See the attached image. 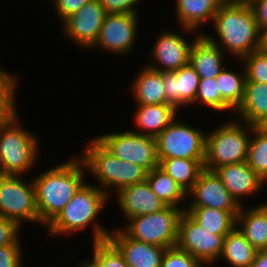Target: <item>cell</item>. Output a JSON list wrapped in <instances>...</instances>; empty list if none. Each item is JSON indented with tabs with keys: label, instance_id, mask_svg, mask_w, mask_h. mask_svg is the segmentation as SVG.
<instances>
[{
	"label": "cell",
	"instance_id": "cell-1",
	"mask_svg": "<svg viewBox=\"0 0 267 267\" xmlns=\"http://www.w3.org/2000/svg\"><path fill=\"white\" fill-rule=\"evenodd\" d=\"M85 165L80 158H72L33 180L40 224L47 226L85 183Z\"/></svg>",
	"mask_w": 267,
	"mask_h": 267
},
{
	"label": "cell",
	"instance_id": "cell-2",
	"mask_svg": "<svg viewBox=\"0 0 267 267\" xmlns=\"http://www.w3.org/2000/svg\"><path fill=\"white\" fill-rule=\"evenodd\" d=\"M215 33L204 36L221 49H228L241 61L260 46V33L254 11L249 3H222L212 21Z\"/></svg>",
	"mask_w": 267,
	"mask_h": 267
},
{
	"label": "cell",
	"instance_id": "cell-3",
	"mask_svg": "<svg viewBox=\"0 0 267 267\" xmlns=\"http://www.w3.org/2000/svg\"><path fill=\"white\" fill-rule=\"evenodd\" d=\"M109 196L96 185L84 183L59 214L47 225L50 235L73 234L93 224V242L108 239L111 231L97 220Z\"/></svg>",
	"mask_w": 267,
	"mask_h": 267
},
{
	"label": "cell",
	"instance_id": "cell-4",
	"mask_svg": "<svg viewBox=\"0 0 267 267\" xmlns=\"http://www.w3.org/2000/svg\"><path fill=\"white\" fill-rule=\"evenodd\" d=\"M89 142L80 159L83 161L85 169L91 171L90 175L93 173L92 175L96 176L100 184L97 187L109 197L111 190L114 191L115 188L117 193L123 187L146 180L148 172L144 168L118 159L96 138Z\"/></svg>",
	"mask_w": 267,
	"mask_h": 267
},
{
	"label": "cell",
	"instance_id": "cell-5",
	"mask_svg": "<svg viewBox=\"0 0 267 267\" xmlns=\"http://www.w3.org/2000/svg\"><path fill=\"white\" fill-rule=\"evenodd\" d=\"M212 131L206 134L204 169L215 171L246 161L253 125L240 120L226 121Z\"/></svg>",
	"mask_w": 267,
	"mask_h": 267
},
{
	"label": "cell",
	"instance_id": "cell-6",
	"mask_svg": "<svg viewBox=\"0 0 267 267\" xmlns=\"http://www.w3.org/2000/svg\"><path fill=\"white\" fill-rule=\"evenodd\" d=\"M18 116L0 126V174L21 175L37 164L38 139L24 130Z\"/></svg>",
	"mask_w": 267,
	"mask_h": 267
},
{
	"label": "cell",
	"instance_id": "cell-7",
	"mask_svg": "<svg viewBox=\"0 0 267 267\" xmlns=\"http://www.w3.org/2000/svg\"><path fill=\"white\" fill-rule=\"evenodd\" d=\"M184 211L167 205L160 211L130 218L122 230L137 241L171 248L177 244L178 223Z\"/></svg>",
	"mask_w": 267,
	"mask_h": 267
},
{
	"label": "cell",
	"instance_id": "cell-8",
	"mask_svg": "<svg viewBox=\"0 0 267 267\" xmlns=\"http://www.w3.org/2000/svg\"><path fill=\"white\" fill-rule=\"evenodd\" d=\"M96 139L115 157L150 172L159 166L157 141L136 131L102 134Z\"/></svg>",
	"mask_w": 267,
	"mask_h": 267
},
{
	"label": "cell",
	"instance_id": "cell-9",
	"mask_svg": "<svg viewBox=\"0 0 267 267\" xmlns=\"http://www.w3.org/2000/svg\"><path fill=\"white\" fill-rule=\"evenodd\" d=\"M0 217L19 226L22 220L40 224L33 180L28 184L21 175L0 174Z\"/></svg>",
	"mask_w": 267,
	"mask_h": 267
},
{
	"label": "cell",
	"instance_id": "cell-10",
	"mask_svg": "<svg viewBox=\"0 0 267 267\" xmlns=\"http://www.w3.org/2000/svg\"><path fill=\"white\" fill-rule=\"evenodd\" d=\"M158 159L205 160L206 132L176 118L156 138Z\"/></svg>",
	"mask_w": 267,
	"mask_h": 267
},
{
	"label": "cell",
	"instance_id": "cell-11",
	"mask_svg": "<svg viewBox=\"0 0 267 267\" xmlns=\"http://www.w3.org/2000/svg\"><path fill=\"white\" fill-rule=\"evenodd\" d=\"M226 235L210 233L184 211L178 223L176 246L187 251L203 265L209 263L211 265L221 257Z\"/></svg>",
	"mask_w": 267,
	"mask_h": 267
},
{
	"label": "cell",
	"instance_id": "cell-12",
	"mask_svg": "<svg viewBox=\"0 0 267 267\" xmlns=\"http://www.w3.org/2000/svg\"><path fill=\"white\" fill-rule=\"evenodd\" d=\"M138 14H106L99 37L92 47H99L113 54L127 55L137 39Z\"/></svg>",
	"mask_w": 267,
	"mask_h": 267
},
{
	"label": "cell",
	"instance_id": "cell-13",
	"mask_svg": "<svg viewBox=\"0 0 267 267\" xmlns=\"http://www.w3.org/2000/svg\"><path fill=\"white\" fill-rule=\"evenodd\" d=\"M106 14L99 0H90L62 22L64 34L80 47L91 49L99 37Z\"/></svg>",
	"mask_w": 267,
	"mask_h": 267
},
{
	"label": "cell",
	"instance_id": "cell-14",
	"mask_svg": "<svg viewBox=\"0 0 267 267\" xmlns=\"http://www.w3.org/2000/svg\"><path fill=\"white\" fill-rule=\"evenodd\" d=\"M187 196L193 198L188 207H210L222 211H240L241 208L216 172L207 169L200 172Z\"/></svg>",
	"mask_w": 267,
	"mask_h": 267
},
{
	"label": "cell",
	"instance_id": "cell-15",
	"mask_svg": "<svg viewBox=\"0 0 267 267\" xmlns=\"http://www.w3.org/2000/svg\"><path fill=\"white\" fill-rule=\"evenodd\" d=\"M158 35L154 45V49L151 51V58H153L154 65L148 67L161 71H177L181 67L189 63V53L192 46V42H188L185 37L178 32L162 31ZM159 64V65H158Z\"/></svg>",
	"mask_w": 267,
	"mask_h": 267
},
{
	"label": "cell",
	"instance_id": "cell-16",
	"mask_svg": "<svg viewBox=\"0 0 267 267\" xmlns=\"http://www.w3.org/2000/svg\"><path fill=\"white\" fill-rule=\"evenodd\" d=\"M108 240L119 250L129 267H160L166 248L129 237L120 227Z\"/></svg>",
	"mask_w": 267,
	"mask_h": 267
},
{
	"label": "cell",
	"instance_id": "cell-17",
	"mask_svg": "<svg viewBox=\"0 0 267 267\" xmlns=\"http://www.w3.org/2000/svg\"><path fill=\"white\" fill-rule=\"evenodd\" d=\"M162 79L166 104L177 111L180 106L195 104L200 77L189 63L177 71L162 72Z\"/></svg>",
	"mask_w": 267,
	"mask_h": 267
},
{
	"label": "cell",
	"instance_id": "cell-18",
	"mask_svg": "<svg viewBox=\"0 0 267 267\" xmlns=\"http://www.w3.org/2000/svg\"><path fill=\"white\" fill-rule=\"evenodd\" d=\"M115 194H117L118 205L127 220L160 211L167 206L152 191L147 180L123 187Z\"/></svg>",
	"mask_w": 267,
	"mask_h": 267
},
{
	"label": "cell",
	"instance_id": "cell-19",
	"mask_svg": "<svg viewBox=\"0 0 267 267\" xmlns=\"http://www.w3.org/2000/svg\"><path fill=\"white\" fill-rule=\"evenodd\" d=\"M215 172L240 206L243 205L242 197L253 195L264 188L265 182L249 167L246 161L218 167Z\"/></svg>",
	"mask_w": 267,
	"mask_h": 267
},
{
	"label": "cell",
	"instance_id": "cell-20",
	"mask_svg": "<svg viewBox=\"0 0 267 267\" xmlns=\"http://www.w3.org/2000/svg\"><path fill=\"white\" fill-rule=\"evenodd\" d=\"M222 52L221 48L208 40L203 33H198L190 49L189 64L200 79H216L224 69Z\"/></svg>",
	"mask_w": 267,
	"mask_h": 267
},
{
	"label": "cell",
	"instance_id": "cell-21",
	"mask_svg": "<svg viewBox=\"0 0 267 267\" xmlns=\"http://www.w3.org/2000/svg\"><path fill=\"white\" fill-rule=\"evenodd\" d=\"M236 227L257 251L267 249V202L251 209L241 206Z\"/></svg>",
	"mask_w": 267,
	"mask_h": 267
},
{
	"label": "cell",
	"instance_id": "cell-22",
	"mask_svg": "<svg viewBox=\"0 0 267 267\" xmlns=\"http://www.w3.org/2000/svg\"><path fill=\"white\" fill-rule=\"evenodd\" d=\"M135 124L141 135L157 138L175 119L177 110L169 104L137 105Z\"/></svg>",
	"mask_w": 267,
	"mask_h": 267
},
{
	"label": "cell",
	"instance_id": "cell-23",
	"mask_svg": "<svg viewBox=\"0 0 267 267\" xmlns=\"http://www.w3.org/2000/svg\"><path fill=\"white\" fill-rule=\"evenodd\" d=\"M222 3L221 0H177L176 13L183 31L195 32L202 24L213 21Z\"/></svg>",
	"mask_w": 267,
	"mask_h": 267
},
{
	"label": "cell",
	"instance_id": "cell-24",
	"mask_svg": "<svg viewBox=\"0 0 267 267\" xmlns=\"http://www.w3.org/2000/svg\"><path fill=\"white\" fill-rule=\"evenodd\" d=\"M134 79L132 93L134 92L133 95L137 105L166 104L161 71L146 66Z\"/></svg>",
	"mask_w": 267,
	"mask_h": 267
},
{
	"label": "cell",
	"instance_id": "cell-25",
	"mask_svg": "<svg viewBox=\"0 0 267 267\" xmlns=\"http://www.w3.org/2000/svg\"><path fill=\"white\" fill-rule=\"evenodd\" d=\"M187 208V209H186ZM185 212L213 234H228L236 227L239 211H222L210 207H185Z\"/></svg>",
	"mask_w": 267,
	"mask_h": 267
},
{
	"label": "cell",
	"instance_id": "cell-26",
	"mask_svg": "<svg viewBox=\"0 0 267 267\" xmlns=\"http://www.w3.org/2000/svg\"><path fill=\"white\" fill-rule=\"evenodd\" d=\"M235 113L240 121L250 125L267 113V84L245 82L244 97Z\"/></svg>",
	"mask_w": 267,
	"mask_h": 267
},
{
	"label": "cell",
	"instance_id": "cell-27",
	"mask_svg": "<svg viewBox=\"0 0 267 267\" xmlns=\"http://www.w3.org/2000/svg\"><path fill=\"white\" fill-rule=\"evenodd\" d=\"M257 250L235 227L224 237L222 259L233 267H249L254 261Z\"/></svg>",
	"mask_w": 267,
	"mask_h": 267
},
{
	"label": "cell",
	"instance_id": "cell-28",
	"mask_svg": "<svg viewBox=\"0 0 267 267\" xmlns=\"http://www.w3.org/2000/svg\"><path fill=\"white\" fill-rule=\"evenodd\" d=\"M159 167L165 171L186 193L197 181L200 172L204 169V160L182 158L158 159Z\"/></svg>",
	"mask_w": 267,
	"mask_h": 267
},
{
	"label": "cell",
	"instance_id": "cell-29",
	"mask_svg": "<svg viewBox=\"0 0 267 267\" xmlns=\"http://www.w3.org/2000/svg\"><path fill=\"white\" fill-rule=\"evenodd\" d=\"M223 69L216 78L222 97V111H236L242 103L245 90L246 73ZM239 74V75H238Z\"/></svg>",
	"mask_w": 267,
	"mask_h": 267
},
{
	"label": "cell",
	"instance_id": "cell-30",
	"mask_svg": "<svg viewBox=\"0 0 267 267\" xmlns=\"http://www.w3.org/2000/svg\"><path fill=\"white\" fill-rule=\"evenodd\" d=\"M147 183L152 191L167 205L181 208L187 193L159 166L147 173Z\"/></svg>",
	"mask_w": 267,
	"mask_h": 267
},
{
	"label": "cell",
	"instance_id": "cell-31",
	"mask_svg": "<svg viewBox=\"0 0 267 267\" xmlns=\"http://www.w3.org/2000/svg\"><path fill=\"white\" fill-rule=\"evenodd\" d=\"M0 67V126L10 123L17 117L15 93L17 80L15 75ZM16 89V90H15Z\"/></svg>",
	"mask_w": 267,
	"mask_h": 267
},
{
	"label": "cell",
	"instance_id": "cell-32",
	"mask_svg": "<svg viewBox=\"0 0 267 267\" xmlns=\"http://www.w3.org/2000/svg\"><path fill=\"white\" fill-rule=\"evenodd\" d=\"M246 162L249 167L267 182V134L254 129L252 131Z\"/></svg>",
	"mask_w": 267,
	"mask_h": 267
},
{
	"label": "cell",
	"instance_id": "cell-33",
	"mask_svg": "<svg viewBox=\"0 0 267 267\" xmlns=\"http://www.w3.org/2000/svg\"><path fill=\"white\" fill-rule=\"evenodd\" d=\"M92 244L94 253L89 261L95 267H129L122 254L108 239Z\"/></svg>",
	"mask_w": 267,
	"mask_h": 267
},
{
	"label": "cell",
	"instance_id": "cell-34",
	"mask_svg": "<svg viewBox=\"0 0 267 267\" xmlns=\"http://www.w3.org/2000/svg\"><path fill=\"white\" fill-rule=\"evenodd\" d=\"M241 60L245 61L246 82L267 84V52L258 49Z\"/></svg>",
	"mask_w": 267,
	"mask_h": 267
},
{
	"label": "cell",
	"instance_id": "cell-35",
	"mask_svg": "<svg viewBox=\"0 0 267 267\" xmlns=\"http://www.w3.org/2000/svg\"><path fill=\"white\" fill-rule=\"evenodd\" d=\"M195 102H200L205 107L216 111H222V97L218 90L216 79H200Z\"/></svg>",
	"mask_w": 267,
	"mask_h": 267
},
{
	"label": "cell",
	"instance_id": "cell-36",
	"mask_svg": "<svg viewBox=\"0 0 267 267\" xmlns=\"http://www.w3.org/2000/svg\"><path fill=\"white\" fill-rule=\"evenodd\" d=\"M203 264L187 251L177 246L166 248L160 267H203Z\"/></svg>",
	"mask_w": 267,
	"mask_h": 267
},
{
	"label": "cell",
	"instance_id": "cell-37",
	"mask_svg": "<svg viewBox=\"0 0 267 267\" xmlns=\"http://www.w3.org/2000/svg\"><path fill=\"white\" fill-rule=\"evenodd\" d=\"M20 239L14 243L0 247V267H21L22 249Z\"/></svg>",
	"mask_w": 267,
	"mask_h": 267
},
{
	"label": "cell",
	"instance_id": "cell-38",
	"mask_svg": "<svg viewBox=\"0 0 267 267\" xmlns=\"http://www.w3.org/2000/svg\"><path fill=\"white\" fill-rule=\"evenodd\" d=\"M20 227L21 226L12 220L0 217V247L14 244L21 239L19 238L20 234H18Z\"/></svg>",
	"mask_w": 267,
	"mask_h": 267
},
{
	"label": "cell",
	"instance_id": "cell-39",
	"mask_svg": "<svg viewBox=\"0 0 267 267\" xmlns=\"http://www.w3.org/2000/svg\"><path fill=\"white\" fill-rule=\"evenodd\" d=\"M141 0H99L107 14L128 13L137 14L136 5Z\"/></svg>",
	"mask_w": 267,
	"mask_h": 267
},
{
	"label": "cell",
	"instance_id": "cell-40",
	"mask_svg": "<svg viewBox=\"0 0 267 267\" xmlns=\"http://www.w3.org/2000/svg\"><path fill=\"white\" fill-rule=\"evenodd\" d=\"M55 3L57 15L60 17L62 22L70 15L79 11L86 3L90 0H51Z\"/></svg>",
	"mask_w": 267,
	"mask_h": 267
},
{
	"label": "cell",
	"instance_id": "cell-41",
	"mask_svg": "<svg viewBox=\"0 0 267 267\" xmlns=\"http://www.w3.org/2000/svg\"><path fill=\"white\" fill-rule=\"evenodd\" d=\"M249 4L254 11L258 28L261 31L267 27V0H250Z\"/></svg>",
	"mask_w": 267,
	"mask_h": 267
},
{
	"label": "cell",
	"instance_id": "cell-42",
	"mask_svg": "<svg viewBox=\"0 0 267 267\" xmlns=\"http://www.w3.org/2000/svg\"><path fill=\"white\" fill-rule=\"evenodd\" d=\"M249 267H267V249L258 250Z\"/></svg>",
	"mask_w": 267,
	"mask_h": 267
},
{
	"label": "cell",
	"instance_id": "cell-43",
	"mask_svg": "<svg viewBox=\"0 0 267 267\" xmlns=\"http://www.w3.org/2000/svg\"><path fill=\"white\" fill-rule=\"evenodd\" d=\"M254 129L267 134V113L253 124Z\"/></svg>",
	"mask_w": 267,
	"mask_h": 267
},
{
	"label": "cell",
	"instance_id": "cell-44",
	"mask_svg": "<svg viewBox=\"0 0 267 267\" xmlns=\"http://www.w3.org/2000/svg\"><path fill=\"white\" fill-rule=\"evenodd\" d=\"M259 49L264 52H267V27L261 30Z\"/></svg>",
	"mask_w": 267,
	"mask_h": 267
},
{
	"label": "cell",
	"instance_id": "cell-45",
	"mask_svg": "<svg viewBox=\"0 0 267 267\" xmlns=\"http://www.w3.org/2000/svg\"><path fill=\"white\" fill-rule=\"evenodd\" d=\"M223 3H249L250 0H221Z\"/></svg>",
	"mask_w": 267,
	"mask_h": 267
},
{
	"label": "cell",
	"instance_id": "cell-46",
	"mask_svg": "<svg viewBox=\"0 0 267 267\" xmlns=\"http://www.w3.org/2000/svg\"><path fill=\"white\" fill-rule=\"evenodd\" d=\"M78 267H95L89 260L84 261L83 263L79 264Z\"/></svg>",
	"mask_w": 267,
	"mask_h": 267
}]
</instances>
